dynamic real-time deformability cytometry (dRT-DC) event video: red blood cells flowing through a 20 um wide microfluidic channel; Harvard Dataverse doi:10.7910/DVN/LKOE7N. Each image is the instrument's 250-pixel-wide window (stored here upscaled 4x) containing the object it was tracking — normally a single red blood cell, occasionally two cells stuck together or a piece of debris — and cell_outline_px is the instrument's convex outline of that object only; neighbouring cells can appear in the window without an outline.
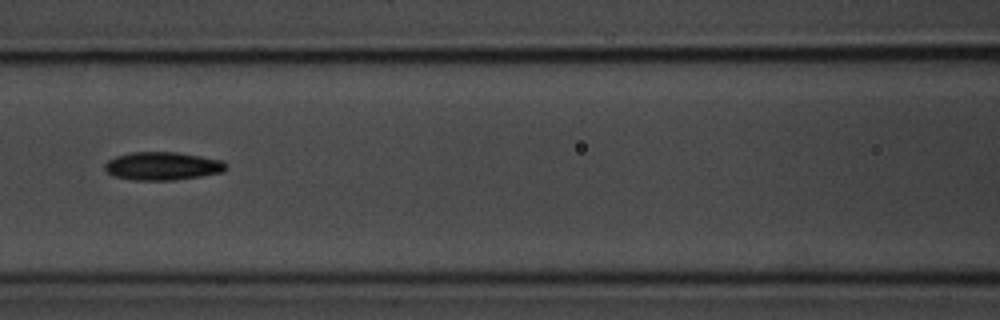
{"species": "common noctule bat (a hibernating species)", "species_latin": "Nyctalus noctula", "temperature_condition": "room temperature", "stored_images_in_passage": 9, "camera_frame_rate_fps": 3000, "um_per_image_px": 0.085, "animal": {"sex": "male", "body_mass_g": 20.1, "forearm_length_mm": 53.5}, "frame": {"image": 1, "passage_image": 7, "time_ms": 7.667, "image_size_px": [1000, 320], "cell_outline_px": [[224, 172], [200, 176], [172, 180], [136, 180], [116, 176], [108, 172], [104, 168], [104, 164], [108, 160], [116, 156], [132, 152], [176, 152], [200, 156], [220, 160], [224, 164]], "centroid_in_image_um": [13.78, 14.11], "position_along_channel_um": 152.8, "area_um2": 19.54}}
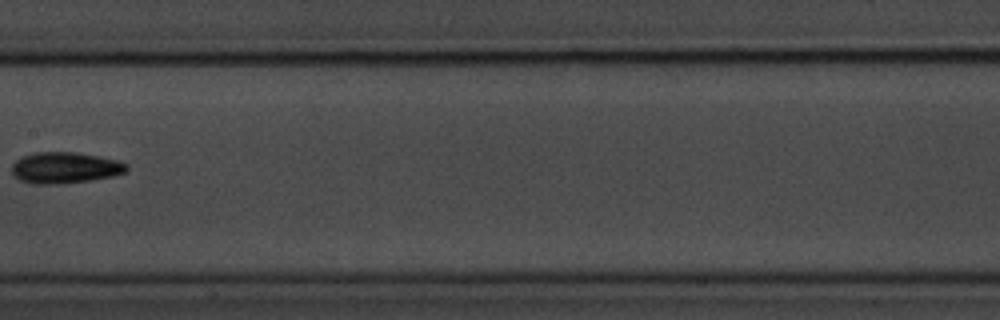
{"frame": {"image": 2, "passage_image": 8, "time_ms": 9.0, "image_size_px": [1000, 320], "cell_outline_px": [[128, 168], [124, 172], [112, 176], [88, 180], [60, 184], [36, 184], [20, 180], [12, 172], [12, 164], [20, 156], [36, 152], [76, 152], [100, 156], [116, 160], [128, 164]], "centroid_in_image_um": [5.5, 14.24], "position_along_channel_um": 201.9, "area_um2": 20.81}}